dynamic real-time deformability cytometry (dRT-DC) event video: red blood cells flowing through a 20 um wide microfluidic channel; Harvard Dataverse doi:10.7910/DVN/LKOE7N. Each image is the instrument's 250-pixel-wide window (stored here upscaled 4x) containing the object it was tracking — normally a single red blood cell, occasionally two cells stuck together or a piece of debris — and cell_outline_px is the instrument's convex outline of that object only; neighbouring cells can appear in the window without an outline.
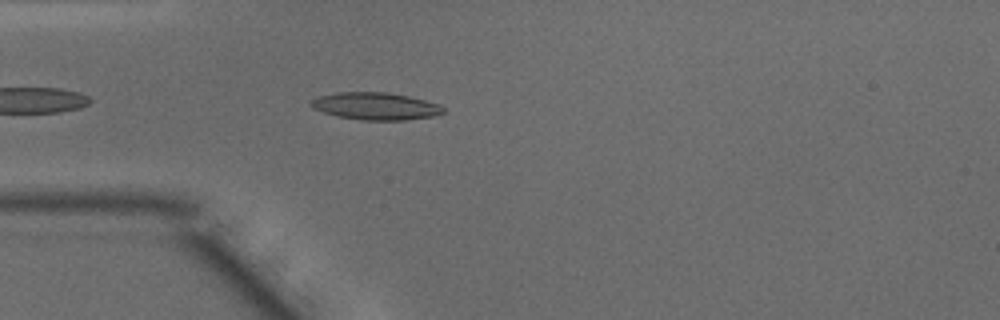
{"species": "common noctule bat (a hibernating species)", "species_latin": "Nyctalus noctula", "temperature_condition": "warm", "stored_images_in_passage": 12, "camera_frame_rate_fps": 3000, "um_per_image_px": 0.085, "animal": {"sex": "male", "body_mass_g": 15.6}, "frame": {"image": 1, "passage_image": 3, "time_ms": 0.667, "image_size_px": [1000, 320], "cell_outline_px": [[444, 112], [436, 116], [404, 120], [360, 120], [336, 116], [312, 108], [308, 104], [308, 100], [320, 96], [336, 92], [388, 92], [408, 96], [440, 104], [444, 108]], "centroid_in_image_um": [31.9, 9.02], "position_along_channel_um": 53.1, "area_um2": 21.27}}
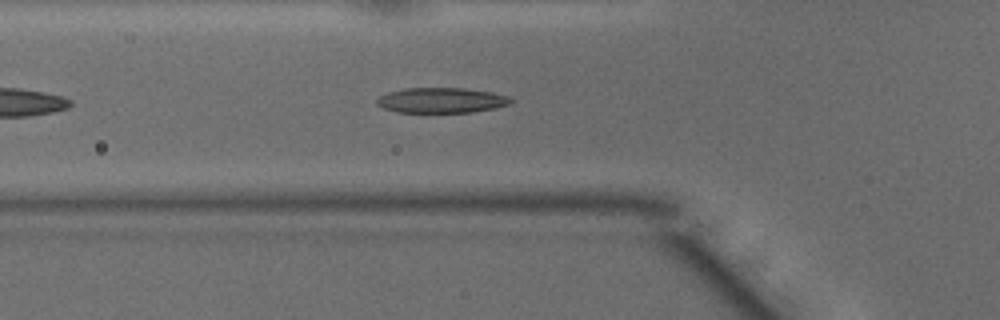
{"frame": {"image": 2, "passage_image": 6, "time_ms": 1.667, "image_size_px": [1000, 320], "cell_outline_px": [[512, 104], [496, 108], [472, 112], [396, 112], [384, 108], [376, 104], [376, 100], [380, 96], [388, 92], [404, 88], [464, 88], [492, 92], [508, 96], [512, 100]], "centroid_in_image_um": [37.53, 8.52], "position_along_channel_um": 88.3, "area_um2": 19.77}}
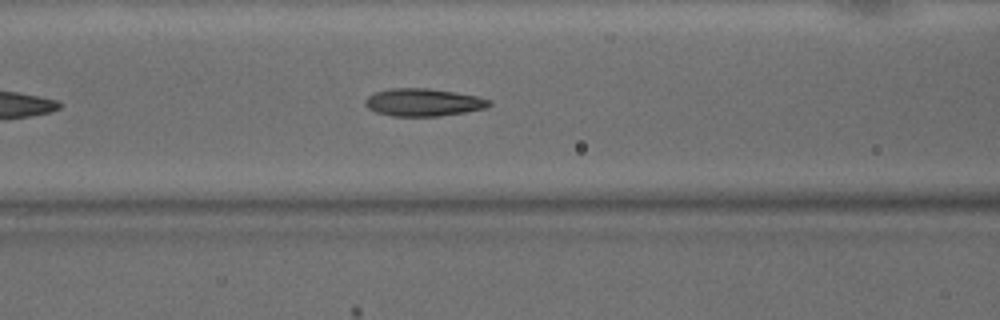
{"frame": {"image": 3, "passage_image": 9, "time_ms": 2.667, "image_size_px": [1000, 320], "cell_outline_px": [[492, 104], [484, 108], [464, 112], [436, 116], [392, 116], [376, 112], [368, 108], [364, 104], [364, 100], [368, 96], [376, 92], [388, 88], [428, 88], [476, 96], [492, 100]], "centroid_in_image_um": [35.94, 8.69], "position_along_channel_um": 130.7, "area_um2": 19.83}}